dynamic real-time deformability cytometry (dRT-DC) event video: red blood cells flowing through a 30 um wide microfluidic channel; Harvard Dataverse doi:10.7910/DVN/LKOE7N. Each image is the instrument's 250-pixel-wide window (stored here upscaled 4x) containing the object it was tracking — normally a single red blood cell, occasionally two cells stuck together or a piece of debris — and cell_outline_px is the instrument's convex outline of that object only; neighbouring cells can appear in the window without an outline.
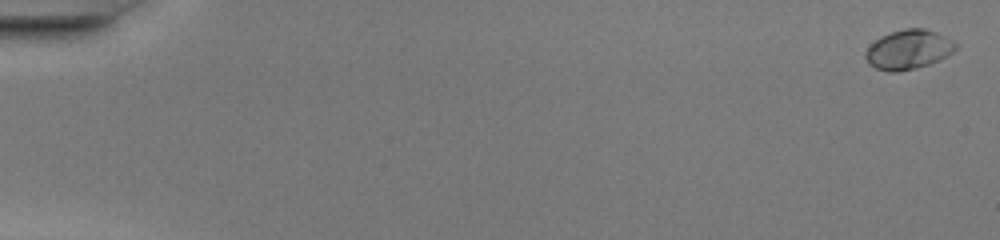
{"species": "common noctule bat (a hibernating species)", "species_latin": "Nyctalus noctula", "temperature_condition": "warm", "stored_images_in_passage": 9, "camera_frame_rate_fps": 3000, "um_per_image_px": 0.085, "animal": {"sex": "female", "body_mass_g": 20.0, "forearm_length_mm": 54.0}, "frame": {"image": 1, "passage_image": 2, "time_ms": 0.333, "image_size_px": [1000, 240], "cell_outline_px": [[956, 48], [952, 52], [940, 60], [916, 68], [896, 72], [888, 72], [876, 68], [868, 64], [864, 56], [864, 52], [880, 36], [904, 28], [924, 28], [936, 32], [956, 44]], "centroid_in_image_um": [77.17, 4.22], "position_along_channel_um": 7.8, "area_um2": 20.52}}